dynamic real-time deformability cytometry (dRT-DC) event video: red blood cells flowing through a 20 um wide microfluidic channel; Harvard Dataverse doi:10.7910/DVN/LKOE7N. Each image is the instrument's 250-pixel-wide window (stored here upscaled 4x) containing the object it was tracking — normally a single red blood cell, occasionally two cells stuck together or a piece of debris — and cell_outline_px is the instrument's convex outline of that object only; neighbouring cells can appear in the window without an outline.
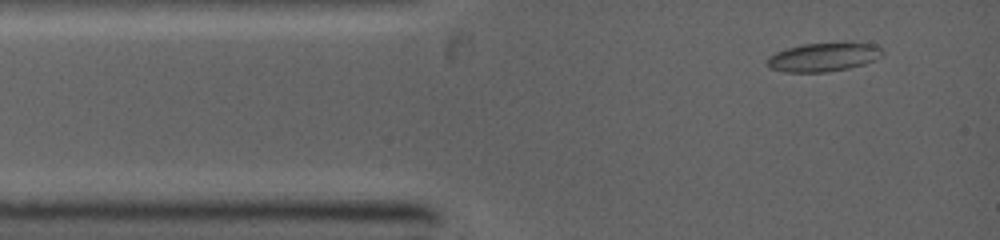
{"species": "common noctule bat (a hibernating species)", "species_latin": "Nyctalus noctula", "temperature_condition": "warm", "stored_images_in_passage": 11, "camera_frame_rate_fps": 5000, "um_per_image_px": 0.085, "animal": {"sex": "female", "body_mass_g": 19.0, "forearm_length_mm": 53.3}, "frame": {"image": 1, "passage_image": 1, "time_ms": 0.0, "image_size_px": [1000, 240], "cell_outline_px": [[884, 52], [880, 56], [864, 64], [848, 68], [828, 72], [784, 72], [768, 68], [764, 64], [768, 56], [776, 52], [788, 48], [804, 44], [872, 44], [880, 48]], "centroid_in_image_um": [69.89, 4.89], "position_along_channel_um": 15.1, "area_um2": 18.9}}
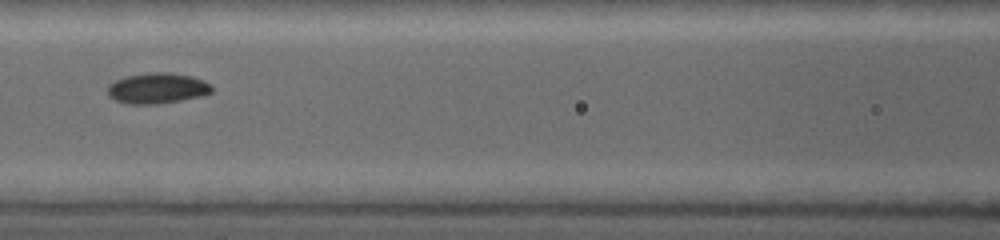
{"frame": {"image": 2, "passage_image": 5, "time_ms": 3.8, "image_size_px": [1000, 240], "cell_outline_px": [[212, 92], [200, 96], [180, 100], [156, 104], [128, 104], [116, 100], [108, 96], [108, 84], [124, 76], [148, 72], [168, 72], [192, 76], [204, 80], [212, 84]], "centroid_in_image_um": [13.36, 7.49], "position_along_channel_um": 153.2, "area_um2": 18.73}}
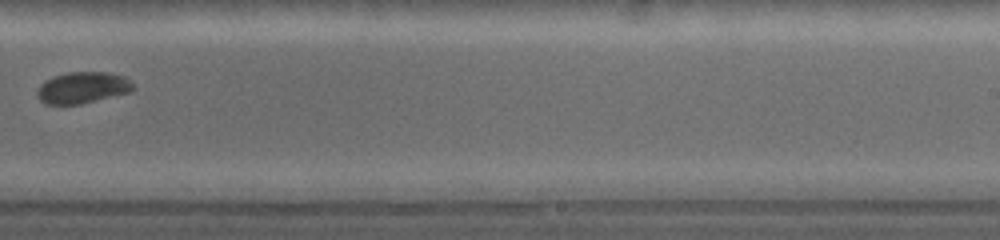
{"frame": {"image": 3, "passage_image": 10, "time_ms": 6.6, "image_size_px": [1000, 240], "cell_outline_px": [[136, 88], [132, 92], [80, 104], [44, 104], [36, 96], [36, 92], [40, 84], [44, 80], [68, 72], [112, 72], [124, 76]], "centroid_in_image_um": [7.02, 7.45], "position_along_channel_um": 282.0, "area_um2": 17.74}}